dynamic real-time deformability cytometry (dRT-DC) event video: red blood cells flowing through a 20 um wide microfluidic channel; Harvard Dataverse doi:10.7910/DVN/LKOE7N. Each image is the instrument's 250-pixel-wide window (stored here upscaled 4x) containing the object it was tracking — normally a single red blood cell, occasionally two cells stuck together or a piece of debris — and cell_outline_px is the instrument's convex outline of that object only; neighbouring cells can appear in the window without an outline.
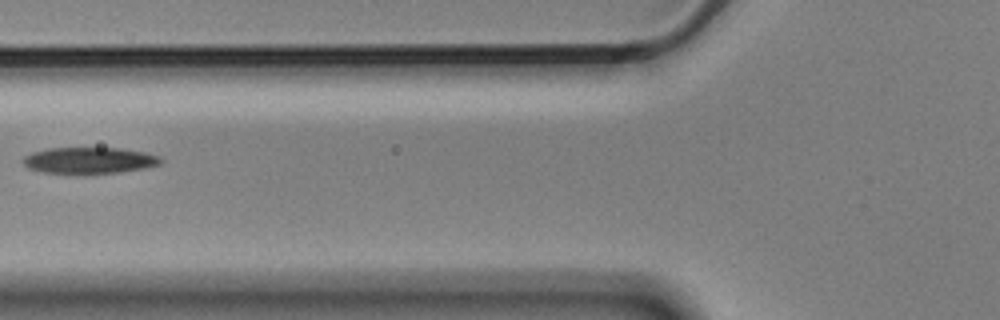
{"species": "Egyptian fruit bat (a non-hibernating species)", "species_latin": "Rousettus aegyptiacus", "temperature_condition": "cold", "stored_images_in_passage": 8, "camera_frame_rate_fps": 3000, "um_per_image_px": 0.085, "animal": {"sex": "male"}, "frame": {"image": 1, "passage_image": 6, "time_ms": 1.667, "image_size_px": [1000, 320], "cell_outline_px": [[164, 160], [160, 164], [144, 168], [120, 172], [44, 172], [28, 168], [20, 160], [24, 156], [32, 152], [48, 148], [120, 148], [144, 152], [160, 156]], "centroid_in_image_um": [7.59, 13.61], "position_along_channel_um": 118.2, "area_um2": 20.75}}
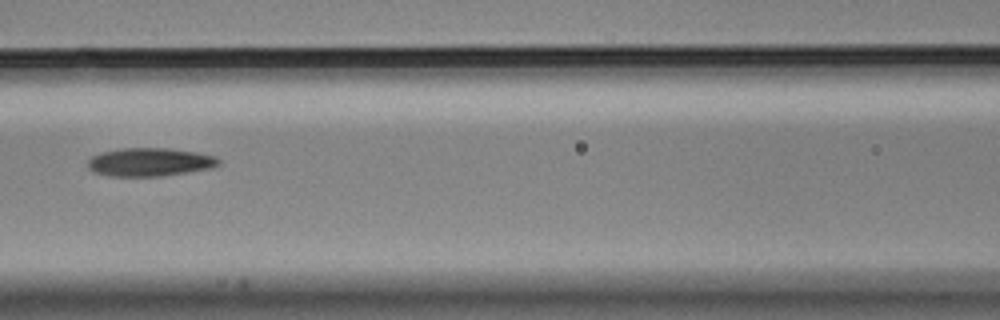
{"frame": {"image": 2, "passage_image": 7, "time_ms": 2.0, "image_size_px": [1000, 320], "cell_outline_px": [[220, 164], [212, 168], [188, 172], [160, 176], [108, 176], [92, 172], [88, 168], [88, 160], [92, 156], [100, 152], [124, 148], [172, 148], [196, 152], [216, 156], [220, 160]], "centroid_in_image_um": [12.73, 13.77], "position_along_channel_um": 153.9, "area_um2": 21.79}}
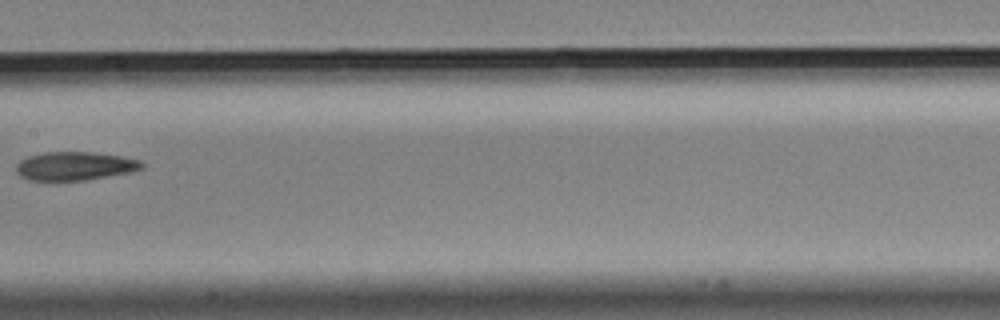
{"frame": {"image": 3, "passage_image": 8, "time_ms": 2.333, "image_size_px": [1000, 320], "cell_outline_px": [[144, 168], [132, 172], [84, 180], [28, 180], [20, 176], [16, 172], [16, 164], [20, 160], [28, 156], [44, 152], [92, 152], [120, 156], [140, 160], [144, 164]], "centroid_in_image_um": [6.36, 14.11], "position_along_channel_um": 201.0, "area_um2": 20.92}}